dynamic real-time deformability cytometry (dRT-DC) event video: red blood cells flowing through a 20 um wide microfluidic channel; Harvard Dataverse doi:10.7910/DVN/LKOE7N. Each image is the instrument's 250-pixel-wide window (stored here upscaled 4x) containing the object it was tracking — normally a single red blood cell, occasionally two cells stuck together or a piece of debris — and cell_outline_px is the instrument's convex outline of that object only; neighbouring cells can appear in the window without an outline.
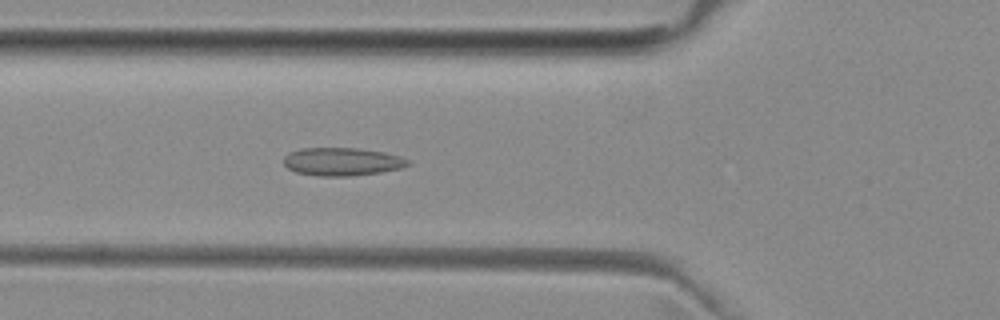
{"species": "common noctule bat (a hibernating species)", "species_latin": "Nyctalus noctula", "temperature_condition": "room temperature", "stored_images_in_passage": 50, "camera_frame_rate_fps": 3000, "um_per_image_px": 0.085, "animal": {"sex": "female", "body_mass_g": 29.2, "forearm_length_mm": 56.3}, "frame": {"image": 1, "passage_image": 17, "time_ms": 5.333, "image_size_px": [1000, 320], "cell_outline_px": [[412, 164], [400, 168], [380, 172], [352, 176], [316, 176], [296, 172], [288, 168], [284, 164], [284, 156], [288, 152], [300, 148], [360, 148], [384, 152], [400, 156], [408, 160]], "centroid_in_image_um": [29.06, 13.74], "position_along_channel_um": 96.7, "area_um2": 20.46}}
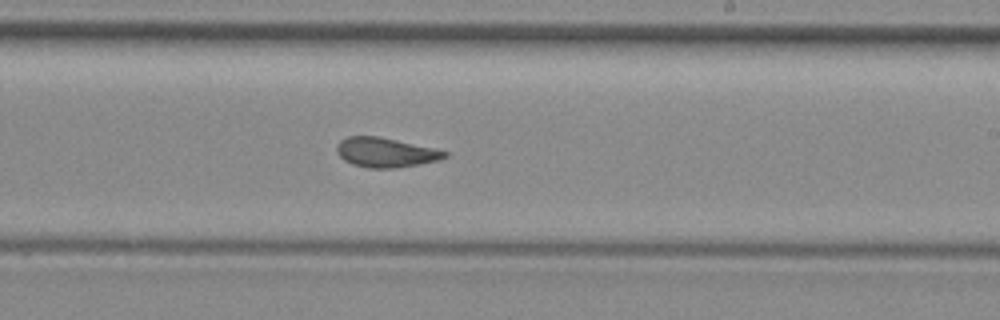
{"frame": {"image": 2, "passage_image": 29, "time_ms": 9.333, "image_size_px": [1000, 320], "cell_outline_px": [[448, 156], [440, 160], [396, 168], [368, 168], [352, 164], [344, 160], [336, 152], [336, 144], [340, 140], [348, 136], [376, 136], [436, 148], [448, 152]], "centroid_in_image_um": [32.77, 12.96], "position_along_channel_um": 256.2, "area_um2": 18.67}}
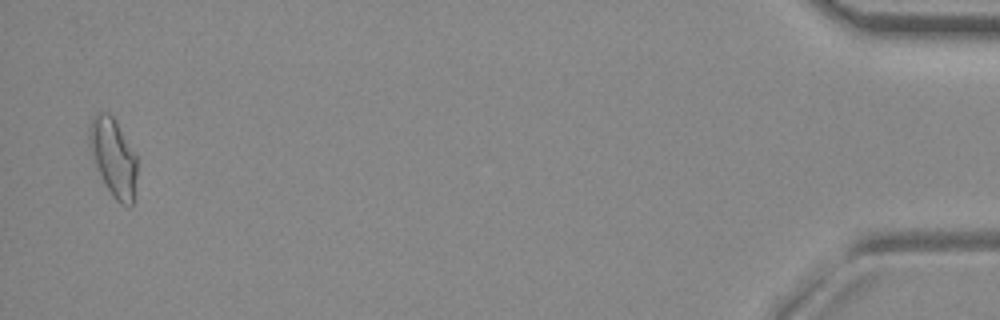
{"frame": {"image": 3, "passage_image": 49, "time_ms": 16.0, "image_size_px": [1000, 320], "cell_outline_px": [[136, 176], [132, 204], [128, 208], [120, 204], [112, 196], [96, 168], [88, 144], [88, 128], [96, 112], [108, 112], [112, 116], [136, 156]], "centroid_in_image_um": [9.6, 13.39], "position_along_channel_um": 425.6, "area_um2": 21.44}, "authors_computed_cell_mechanics": {"area_um2": 19.5364, "velocity_mm_per_s": 3.9779, "shape_relaxation_time_tau1_ms": null, "shape_relaxation_time_tau2_ms": 1.3714, "deformation_change_tau1": null, "deformation_change_tau2": 0.0659}}